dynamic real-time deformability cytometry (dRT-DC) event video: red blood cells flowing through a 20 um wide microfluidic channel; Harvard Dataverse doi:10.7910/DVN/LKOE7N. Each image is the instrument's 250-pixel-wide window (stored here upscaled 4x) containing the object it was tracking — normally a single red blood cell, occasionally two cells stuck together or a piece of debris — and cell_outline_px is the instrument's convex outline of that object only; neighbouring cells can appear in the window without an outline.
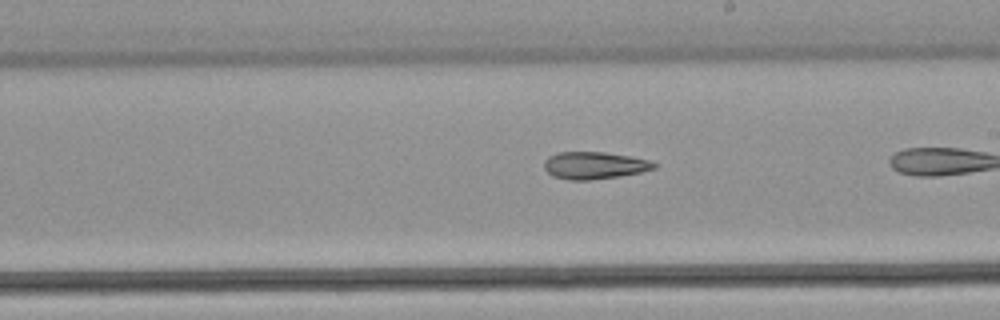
{"species": "common noctule bat (a hibernating species)", "species_latin": "Nyctalus noctula", "temperature_condition": "warm", "stored_images_in_passage": 35, "camera_frame_rate_fps": 3000, "um_per_image_px": 0.085, "animal": {"sex": "male", "body_mass_g": 21.5, "forearm_length_mm": 52.0}, "frame": {"image": 1, "passage_image": 25, "time_ms": 8.0, "image_size_px": [1000, 320], "cell_outline_px": [[656, 168], [640, 172], [620, 176], [588, 180], [568, 180], [552, 176], [544, 168], [544, 160], [548, 156], [560, 152], [604, 152], [628, 156], [648, 160], [656, 164]], "centroid_in_image_um": [50.48, 14.06], "position_along_channel_um": 238.5, "area_um2": 17.34}}